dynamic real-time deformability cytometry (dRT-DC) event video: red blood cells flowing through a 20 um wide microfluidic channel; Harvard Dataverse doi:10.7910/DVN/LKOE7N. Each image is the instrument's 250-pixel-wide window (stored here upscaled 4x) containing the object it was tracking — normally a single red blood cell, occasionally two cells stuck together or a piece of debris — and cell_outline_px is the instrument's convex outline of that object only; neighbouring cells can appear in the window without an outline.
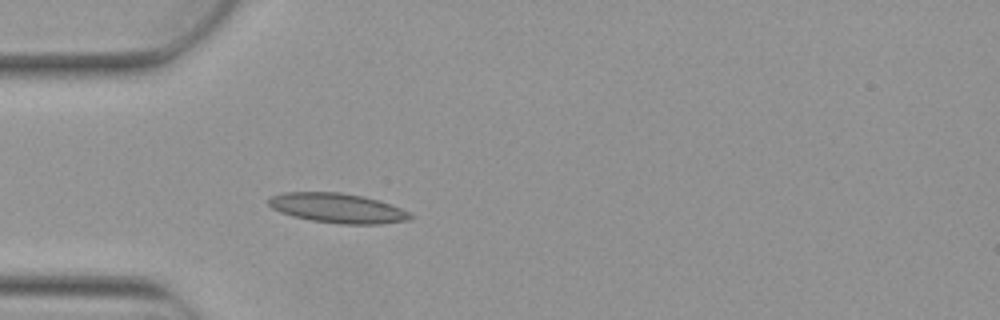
{"species": "Egyptian fruit bat (a non-hibernating species)", "species_latin": "Rousettus aegyptiacus", "temperature_condition": "warm", "stored_images_in_passage": 6, "camera_frame_rate_fps": 3000, "um_per_image_px": 0.085, "animal": {"sex": "female"}, "frame": {"image": 1, "passage_image": 6, "time_ms": 1.667, "image_size_px": [1000, 320], "cell_outline_px": [[416, 216], [412, 220], [380, 224], [340, 224], [312, 220], [292, 216], [280, 212], [272, 208], [268, 204], [268, 200], [272, 196], [284, 192], [340, 192], [380, 200], [400, 208]], "centroid_in_image_um": [28.73, 17.69], "position_along_channel_um": 56.3, "area_um2": 24.57}}